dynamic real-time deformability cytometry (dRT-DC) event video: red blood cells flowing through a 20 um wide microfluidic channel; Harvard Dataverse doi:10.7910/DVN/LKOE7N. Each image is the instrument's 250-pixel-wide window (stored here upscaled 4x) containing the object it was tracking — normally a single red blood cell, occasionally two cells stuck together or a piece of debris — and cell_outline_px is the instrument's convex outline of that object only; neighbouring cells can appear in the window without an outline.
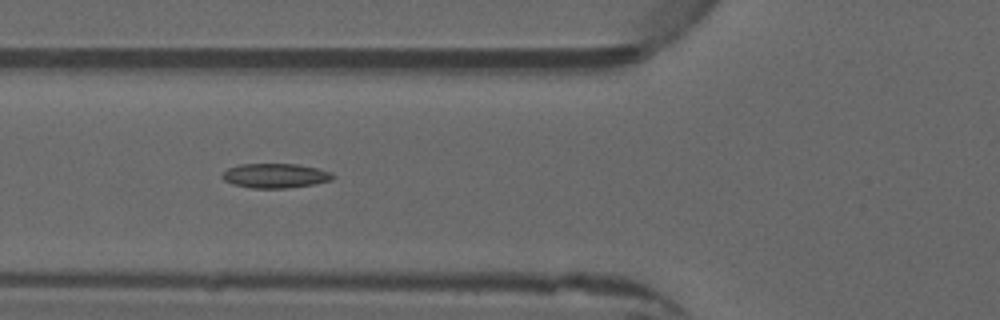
{"species": "common noctule bat (a hibernating species)", "species_latin": "Nyctalus noctula", "temperature_condition": "warm", "stored_images_in_passage": 6, "camera_frame_rate_fps": 3000, "um_per_image_px": 0.085, "animal": {"sex": "male", "forearm_length_mm": 52.5}, "frame": {"image": 1, "passage_image": 6, "time_ms": 1.667, "image_size_px": [1000, 320], "cell_outline_px": [[336, 176], [332, 180], [312, 184], [288, 188], [252, 188], [232, 184], [224, 180], [220, 176], [228, 168], [240, 164], [296, 164], [316, 168], [332, 172]], "centroid_in_image_um": [23.39, 14.93], "position_along_channel_um": 102.4, "area_um2": 15.78}}